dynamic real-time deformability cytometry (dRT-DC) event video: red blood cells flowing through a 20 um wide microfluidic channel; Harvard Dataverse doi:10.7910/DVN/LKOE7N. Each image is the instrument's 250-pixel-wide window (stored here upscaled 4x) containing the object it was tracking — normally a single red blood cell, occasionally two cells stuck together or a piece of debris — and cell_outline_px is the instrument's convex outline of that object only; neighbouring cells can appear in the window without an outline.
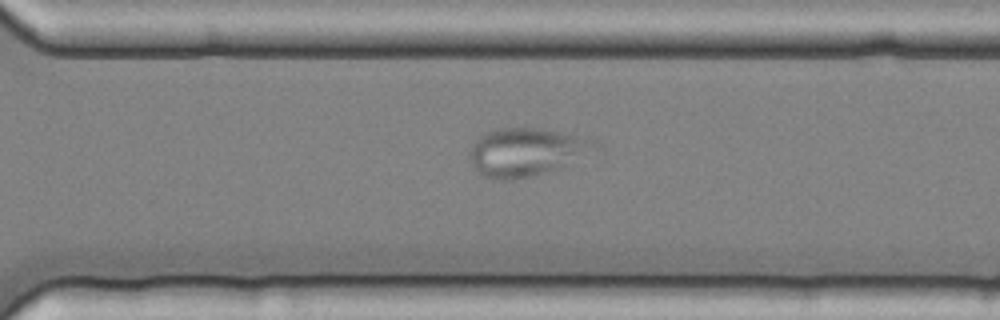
{"species": "common noctule bat (a hibernating species)", "species_latin": "Nyctalus noctula", "temperature_condition": "cold", "stored_images_in_passage": 9, "camera_frame_rate_fps": 3000, "um_per_image_px": 0.085, "animal": {"sex": "female", "body_mass_g": 25.1}, "frame": {"image": 1, "passage_image": 9, "time_ms": 2.667, "image_size_px": [1000, 320], "cell_outline_px": [[604, 152], [532, 176], [512, 180], [492, 180], [484, 176], [472, 164], [468, 156], [468, 152], [476, 140], [484, 132], [496, 128], [540, 128], [588, 136], [596, 140], [600, 144]], "centroid_in_image_um": [44.89, 12.9], "position_along_channel_um": 325.7, "area_um2": 36.3}}